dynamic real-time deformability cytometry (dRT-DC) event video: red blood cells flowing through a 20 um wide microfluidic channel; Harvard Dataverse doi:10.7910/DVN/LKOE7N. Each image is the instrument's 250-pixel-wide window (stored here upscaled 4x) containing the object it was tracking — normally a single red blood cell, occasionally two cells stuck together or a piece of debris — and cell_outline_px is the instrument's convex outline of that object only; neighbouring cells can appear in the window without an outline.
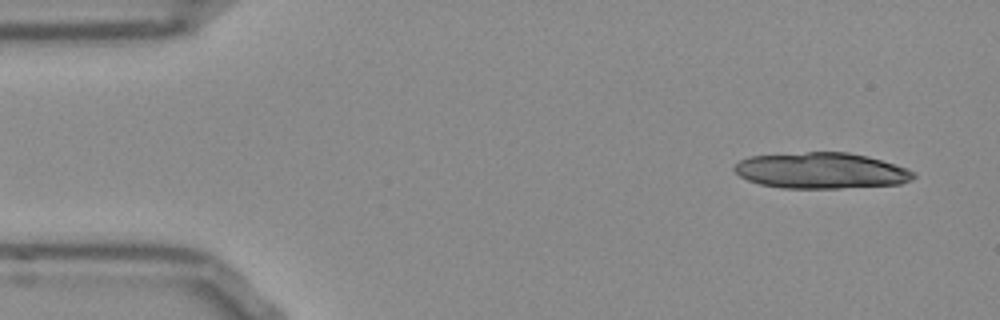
{"species": "Egyptian fruit bat (a non-hibernating species)", "species_latin": "Rousettus aegyptiacus", "temperature_condition": "room temperature", "stored_images_in_passage": 12, "camera_frame_rate_fps": 3000, "um_per_image_px": 0.085, "frame": {"image": 1, "passage_image": 1, "time_ms": 0.0, "image_size_px": [1000, 320], "cell_outline_px": [[916, 176], [912, 180], [900, 184], [840, 188], [780, 188], [760, 184], [748, 180], [740, 176], [732, 168], [740, 160], [748, 156], [804, 152], [848, 152], [868, 156], [916, 172]], "centroid_in_image_um": [69.78, 14.5], "position_along_channel_um": 15.2, "area_um2": 37.57}}